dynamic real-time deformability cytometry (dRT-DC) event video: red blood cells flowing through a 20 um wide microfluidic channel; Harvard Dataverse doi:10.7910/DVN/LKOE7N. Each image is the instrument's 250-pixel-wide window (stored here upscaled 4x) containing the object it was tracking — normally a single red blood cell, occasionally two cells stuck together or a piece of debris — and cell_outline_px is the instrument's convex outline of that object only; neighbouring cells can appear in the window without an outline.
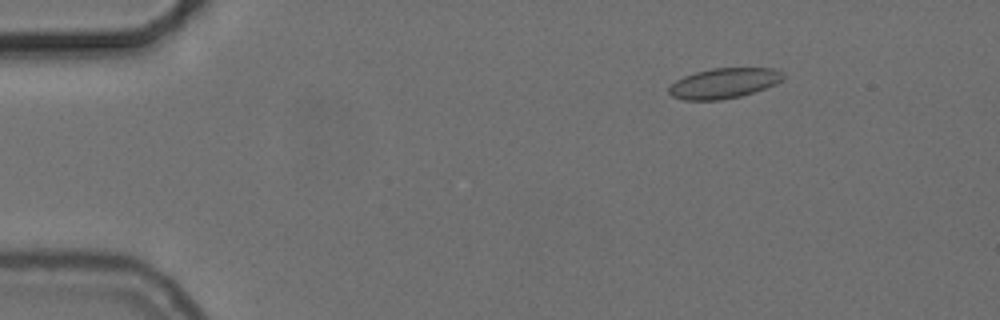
{"species": "common noctule bat (a hibernating species)", "species_latin": "Nyctalus noctula", "temperature_condition": "cold", "stored_images_in_passage": 53, "camera_frame_rate_fps": 3000, "um_per_image_px": 0.085, "animal": {"sex": "female", "body_mass_g": 24.6, "forearm_length_mm": 56.2}, "frame": {"image": 1, "passage_image": 5, "time_ms": 1.333, "image_size_px": [1000, 320], "cell_outline_px": [[784, 76], [776, 84], [740, 96], [720, 100], [684, 100], [672, 96], [668, 92], [668, 88], [676, 80], [684, 76], [696, 72], [712, 68], [772, 68], [784, 72]], "centroid_in_image_um": [61.51, 7.07], "position_along_channel_um": 23.5, "area_um2": 20.0}}
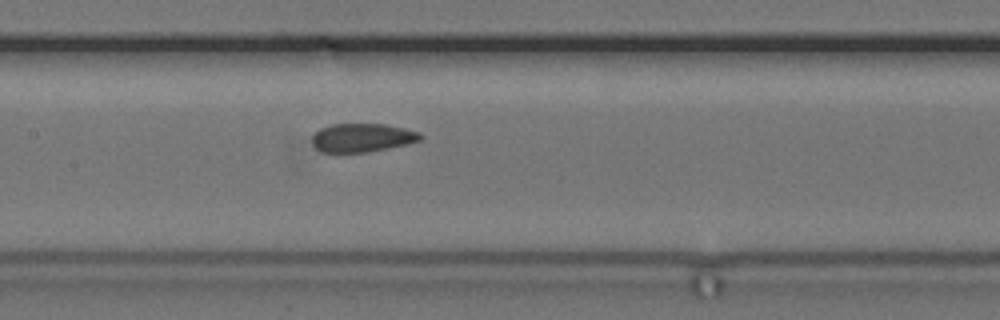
{"frame": {"image": 2, "passage_image": 24, "time_ms": 7.667, "image_size_px": [1000, 320], "cell_outline_px": [[424, 136], [420, 140], [408, 144], [368, 152], [320, 152], [312, 144], [312, 136], [320, 128], [332, 124], [384, 124], [404, 128], [420, 132]], "centroid_in_image_um": [30.79, 11.7], "position_along_channel_um": 176.6, "area_um2": 18.09}}
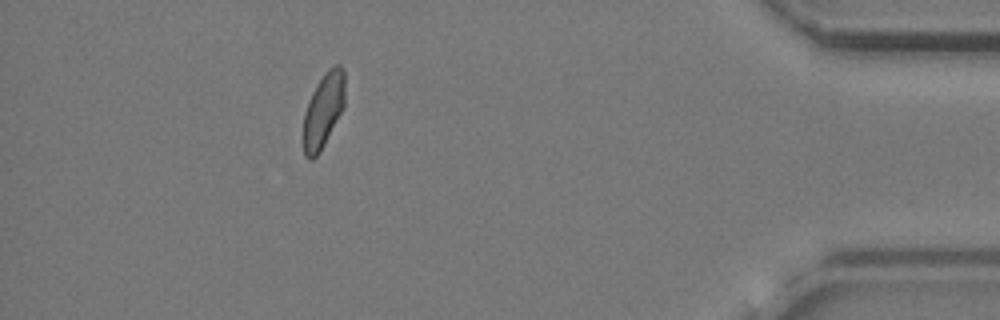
{"frame": {"image": 3, "passage_image": 47, "time_ms": 15.333, "image_size_px": [1000, 320], "cell_outline_px": [[344, 108], [320, 152], [312, 160], [308, 160], [304, 156], [304, 112], [308, 100], [316, 84], [328, 68], [336, 64], [340, 64], [344, 68]], "centroid_in_image_um": [27.49, 9.37], "position_along_channel_um": 407.7, "area_um2": 18.21}, "authors_computed_cell_mechanics": {"area_um2": 19.1896, "velocity_mm_per_s": 3.6994, "shape_relaxation_time_tau1_ms": null, "shape_relaxation_time_tau2_ms": 1.482, "deformation_change_tau1": null, "deformation_change_tau2": 0.0777}}